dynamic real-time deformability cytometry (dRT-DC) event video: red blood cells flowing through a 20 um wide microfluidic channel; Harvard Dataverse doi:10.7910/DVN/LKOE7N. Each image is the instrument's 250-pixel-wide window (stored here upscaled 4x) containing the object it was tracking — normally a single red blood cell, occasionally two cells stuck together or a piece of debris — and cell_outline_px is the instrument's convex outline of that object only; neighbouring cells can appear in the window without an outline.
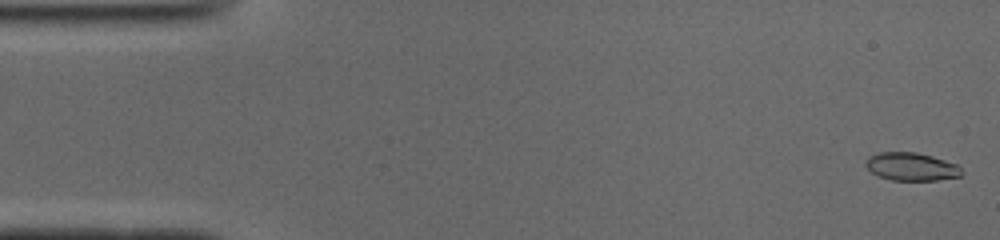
{"species": "common noctule bat (a hibernating species)", "species_latin": "Nyctalus noctula", "temperature_condition": "cold", "stored_images_in_passage": 50, "camera_frame_rate_fps": 3000, "um_per_image_px": 0.085, "animal": {"sex": "male", "body_mass_g": 19.0, "forearm_length_mm": 50.8}, "frame": {"image": 1, "passage_image": 1, "time_ms": 0.0, "image_size_px": [1000, 240], "cell_outline_px": [[964, 172], [960, 176], [936, 180], [892, 180], [880, 176], [872, 172], [864, 164], [868, 156], [880, 152], [916, 152], [932, 156], [956, 164]], "centroid_in_image_um": [77.46, 14.16], "position_along_channel_um": 7.5, "area_um2": 15.55}}
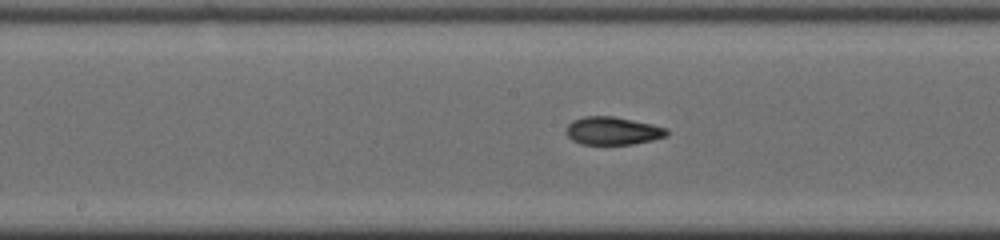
{"frame": {"image": 2, "passage_image": 25, "time_ms": 8.0, "image_size_px": [1000, 240], "cell_outline_px": [[668, 136], [652, 140], [632, 144], [580, 144], [572, 140], [568, 136], [568, 124], [572, 120], [584, 116], [612, 116], [652, 124], [668, 128]], "centroid_in_image_um": [52.1, 11.12], "position_along_channel_um": 196.1, "area_um2": 16.3}}
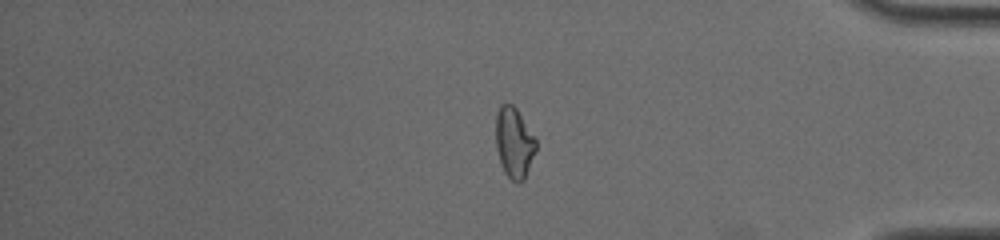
{"frame": {"image": 3, "passage_image": 42, "time_ms": 13.667, "image_size_px": [1000, 240], "cell_outline_px": [[536, 148], [524, 180], [512, 180], [504, 172], [496, 148], [496, 112], [500, 104], [512, 104], [516, 108], [536, 140]], "centroid_in_image_um": [43.68, 12.09], "position_along_channel_um": 391.5, "area_um2": 16.13}, "authors_computed_cell_mechanics": {"area_um2": 16.4441, "velocity_mm_per_s": 3.9375, "shape_relaxation_time_tau1_ms": 6.2763, "shape_relaxation_time_tau2_ms": 1.6951, "deformation_change_tau1": 0.1891, "deformation_change_tau2": 0.0645}}